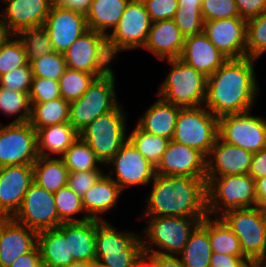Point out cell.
Wrapping results in <instances>:
<instances>
[{
  "mask_svg": "<svg viewBox=\"0 0 266 267\" xmlns=\"http://www.w3.org/2000/svg\"><path fill=\"white\" fill-rule=\"evenodd\" d=\"M117 100L112 70L96 78L78 100L70 102L69 123L80 133L98 116L113 110L119 104Z\"/></svg>",
  "mask_w": 266,
  "mask_h": 267,
  "instance_id": "obj_8",
  "label": "cell"
},
{
  "mask_svg": "<svg viewBox=\"0 0 266 267\" xmlns=\"http://www.w3.org/2000/svg\"><path fill=\"white\" fill-rule=\"evenodd\" d=\"M58 228L68 237L69 258L77 261H96V220L62 223Z\"/></svg>",
  "mask_w": 266,
  "mask_h": 267,
  "instance_id": "obj_25",
  "label": "cell"
},
{
  "mask_svg": "<svg viewBox=\"0 0 266 267\" xmlns=\"http://www.w3.org/2000/svg\"><path fill=\"white\" fill-rule=\"evenodd\" d=\"M256 207L266 211V177L255 180Z\"/></svg>",
  "mask_w": 266,
  "mask_h": 267,
  "instance_id": "obj_58",
  "label": "cell"
},
{
  "mask_svg": "<svg viewBox=\"0 0 266 267\" xmlns=\"http://www.w3.org/2000/svg\"><path fill=\"white\" fill-rule=\"evenodd\" d=\"M102 175V170L69 172L67 185L77 195L82 197L99 180Z\"/></svg>",
  "mask_w": 266,
  "mask_h": 267,
  "instance_id": "obj_49",
  "label": "cell"
},
{
  "mask_svg": "<svg viewBox=\"0 0 266 267\" xmlns=\"http://www.w3.org/2000/svg\"><path fill=\"white\" fill-rule=\"evenodd\" d=\"M128 140L155 167L160 162L169 144V139L143 131L137 124Z\"/></svg>",
  "mask_w": 266,
  "mask_h": 267,
  "instance_id": "obj_36",
  "label": "cell"
},
{
  "mask_svg": "<svg viewBox=\"0 0 266 267\" xmlns=\"http://www.w3.org/2000/svg\"><path fill=\"white\" fill-rule=\"evenodd\" d=\"M249 175L254 180L266 177V147L253 154Z\"/></svg>",
  "mask_w": 266,
  "mask_h": 267,
  "instance_id": "obj_54",
  "label": "cell"
},
{
  "mask_svg": "<svg viewBox=\"0 0 266 267\" xmlns=\"http://www.w3.org/2000/svg\"><path fill=\"white\" fill-rule=\"evenodd\" d=\"M251 111L219 117L218 136L226 143L256 153L266 147V119Z\"/></svg>",
  "mask_w": 266,
  "mask_h": 267,
  "instance_id": "obj_12",
  "label": "cell"
},
{
  "mask_svg": "<svg viewBox=\"0 0 266 267\" xmlns=\"http://www.w3.org/2000/svg\"><path fill=\"white\" fill-rule=\"evenodd\" d=\"M111 164L113 167L108 175L122 191L132 185H149L156 174L155 166L144 158L128 139L107 163V168ZM113 173L116 174V179L112 177Z\"/></svg>",
  "mask_w": 266,
  "mask_h": 267,
  "instance_id": "obj_15",
  "label": "cell"
},
{
  "mask_svg": "<svg viewBox=\"0 0 266 267\" xmlns=\"http://www.w3.org/2000/svg\"><path fill=\"white\" fill-rule=\"evenodd\" d=\"M135 267H156V264L146 254H143L137 261Z\"/></svg>",
  "mask_w": 266,
  "mask_h": 267,
  "instance_id": "obj_60",
  "label": "cell"
},
{
  "mask_svg": "<svg viewBox=\"0 0 266 267\" xmlns=\"http://www.w3.org/2000/svg\"><path fill=\"white\" fill-rule=\"evenodd\" d=\"M207 212L220 217L233 209L256 207L255 180L249 174L206 177Z\"/></svg>",
  "mask_w": 266,
  "mask_h": 267,
  "instance_id": "obj_4",
  "label": "cell"
},
{
  "mask_svg": "<svg viewBox=\"0 0 266 267\" xmlns=\"http://www.w3.org/2000/svg\"><path fill=\"white\" fill-rule=\"evenodd\" d=\"M67 68L85 71L96 78L110 73L114 59L109 53L105 35L88 29L64 53Z\"/></svg>",
  "mask_w": 266,
  "mask_h": 267,
  "instance_id": "obj_9",
  "label": "cell"
},
{
  "mask_svg": "<svg viewBox=\"0 0 266 267\" xmlns=\"http://www.w3.org/2000/svg\"><path fill=\"white\" fill-rule=\"evenodd\" d=\"M43 27L54 50L60 53H65L88 30L85 14L55 5H52Z\"/></svg>",
  "mask_w": 266,
  "mask_h": 267,
  "instance_id": "obj_16",
  "label": "cell"
},
{
  "mask_svg": "<svg viewBox=\"0 0 266 267\" xmlns=\"http://www.w3.org/2000/svg\"><path fill=\"white\" fill-rule=\"evenodd\" d=\"M70 102L62 97L45 102L31 103L29 124L37 131L51 125L68 123Z\"/></svg>",
  "mask_w": 266,
  "mask_h": 267,
  "instance_id": "obj_34",
  "label": "cell"
},
{
  "mask_svg": "<svg viewBox=\"0 0 266 267\" xmlns=\"http://www.w3.org/2000/svg\"><path fill=\"white\" fill-rule=\"evenodd\" d=\"M180 59L206 77L216 72L228 60L203 32L185 37Z\"/></svg>",
  "mask_w": 266,
  "mask_h": 267,
  "instance_id": "obj_23",
  "label": "cell"
},
{
  "mask_svg": "<svg viewBox=\"0 0 266 267\" xmlns=\"http://www.w3.org/2000/svg\"><path fill=\"white\" fill-rule=\"evenodd\" d=\"M256 59H228L207 77L204 106L218 118L252 110L259 93L254 70Z\"/></svg>",
  "mask_w": 266,
  "mask_h": 267,
  "instance_id": "obj_1",
  "label": "cell"
},
{
  "mask_svg": "<svg viewBox=\"0 0 266 267\" xmlns=\"http://www.w3.org/2000/svg\"><path fill=\"white\" fill-rule=\"evenodd\" d=\"M129 1L92 0L90 8L85 14L88 29L97 31L107 37L108 31H113L119 23Z\"/></svg>",
  "mask_w": 266,
  "mask_h": 267,
  "instance_id": "obj_31",
  "label": "cell"
},
{
  "mask_svg": "<svg viewBox=\"0 0 266 267\" xmlns=\"http://www.w3.org/2000/svg\"><path fill=\"white\" fill-rule=\"evenodd\" d=\"M173 20L184 37L203 32L204 21L201 8L189 9L178 7Z\"/></svg>",
  "mask_w": 266,
  "mask_h": 267,
  "instance_id": "obj_45",
  "label": "cell"
},
{
  "mask_svg": "<svg viewBox=\"0 0 266 267\" xmlns=\"http://www.w3.org/2000/svg\"><path fill=\"white\" fill-rule=\"evenodd\" d=\"M166 61L171 65L170 72L157 95L179 108L204 106L207 77L180 58Z\"/></svg>",
  "mask_w": 266,
  "mask_h": 267,
  "instance_id": "obj_5",
  "label": "cell"
},
{
  "mask_svg": "<svg viewBox=\"0 0 266 267\" xmlns=\"http://www.w3.org/2000/svg\"><path fill=\"white\" fill-rule=\"evenodd\" d=\"M8 267H43L41 255L38 246H36L31 252L19 256Z\"/></svg>",
  "mask_w": 266,
  "mask_h": 267,
  "instance_id": "obj_55",
  "label": "cell"
},
{
  "mask_svg": "<svg viewBox=\"0 0 266 267\" xmlns=\"http://www.w3.org/2000/svg\"><path fill=\"white\" fill-rule=\"evenodd\" d=\"M60 158L64 161L68 172L102 170L98 166V164L102 165V163L80 136Z\"/></svg>",
  "mask_w": 266,
  "mask_h": 267,
  "instance_id": "obj_37",
  "label": "cell"
},
{
  "mask_svg": "<svg viewBox=\"0 0 266 267\" xmlns=\"http://www.w3.org/2000/svg\"><path fill=\"white\" fill-rule=\"evenodd\" d=\"M37 246L43 267H67L75 262L69 258L68 237L58 227L39 231Z\"/></svg>",
  "mask_w": 266,
  "mask_h": 267,
  "instance_id": "obj_29",
  "label": "cell"
},
{
  "mask_svg": "<svg viewBox=\"0 0 266 267\" xmlns=\"http://www.w3.org/2000/svg\"><path fill=\"white\" fill-rule=\"evenodd\" d=\"M54 200L61 224L89 220L82 204V197L77 195L68 185L54 193ZM79 213H85L81 219L73 216Z\"/></svg>",
  "mask_w": 266,
  "mask_h": 267,
  "instance_id": "obj_40",
  "label": "cell"
},
{
  "mask_svg": "<svg viewBox=\"0 0 266 267\" xmlns=\"http://www.w3.org/2000/svg\"><path fill=\"white\" fill-rule=\"evenodd\" d=\"M219 132V118L205 106L180 108L172 140L208 157Z\"/></svg>",
  "mask_w": 266,
  "mask_h": 267,
  "instance_id": "obj_7",
  "label": "cell"
},
{
  "mask_svg": "<svg viewBox=\"0 0 266 267\" xmlns=\"http://www.w3.org/2000/svg\"><path fill=\"white\" fill-rule=\"evenodd\" d=\"M33 77H43L59 81L66 66L64 53L52 52L30 62Z\"/></svg>",
  "mask_w": 266,
  "mask_h": 267,
  "instance_id": "obj_44",
  "label": "cell"
},
{
  "mask_svg": "<svg viewBox=\"0 0 266 267\" xmlns=\"http://www.w3.org/2000/svg\"><path fill=\"white\" fill-rule=\"evenodd\" d=\"M156 267H183L178 256H165L160 254H146Z\"/></svg>",
  "mask_w": 266,
  "mask_h": 267,
  "instance_id": "obj_57",
  "label": "cell"
},
{
  "mask_svg": "<svg viewBox=\"0 0 266 267\" xmlns=\"http://www.w3.org/2000/svg\"><path fill=\"white\" fill-rule=\"evenodd\" d=\"M253 154L251 151L224 142L218 136L206 158V177L249 174Z\"/></svg>",
  "mask_w": 266,
  "mask_h": 267,
  "instance_id": "obj_21",
  "label": "cell"
},
{
  "mask_svg": "<svg viewBox=\"0 0 266 267\" xmlns=\"http://www.w3.org/2000/svg\"><path fill=\"white\" fill-rule=\"evenodd\" d=\"M0 111L6 116H17L10 123L29 122L31 114V103L29 93L14 91L0 87Z\"/></svg>",
  "mask_w": 266,
  "mask_h": 267,
  "instance_id": "obj_39",
  "label": "cell"
},
{
  "mask_svg": "<svg viewBox=\"0 0 266 267\" xmlns=\"http://www.w3.org/2000/svg\"><path fill=\"white\" fill-rule=\"evenodd\" d=\"M240 18L249 20L266 9V0H235Z\"/></svg>",
  "mask_w": 266,
  "mask_h": 267,
  "instance_id": "obj_52",
  "label": "cell"
},
{
  "mask_svg": "<svg viewBox=\"0 0 266 267\" xmlns=\"http://www.w3.org/2000/svg\"><path fill=\"white\" fill-rule=\"evenodd\" d=\"M29 98L30 103H45L61 98L59 81L33 77Z\"/></svg>",
  "mask_w": 266,
  "mask_h": 267,
  "instance_id": "obj_48",
  "label": "cell"
},
{
  "mask_svg": "<svg viewBox=\"0 0 266 267\" xmlns=\"http://www.w3.org/2000/svg\"><path fill=\"white\" fill-rule=\"evenodd\" d=\"M206 158L199 150L170 140L160 162L155 167V173L206 178Z\"/></svg>",
  "mask_w": 266,
  "mask_h": 267,
  "instance_id": "obj_19",
  "label": "cell"
},
{
  "mask_svg": "<svg viewBox=\"0 0 266 267\" xmlns=\"http://www.w3.org/2000/svg\"><path fill=\"white\" fill-rule=\"evenodd\" d=\"M153 22L173 19L178 9V0H142Z\"/></svg>",
  "mask_w": 266,
  "mask_h": 267,
  "instance_id": "obj_51",
  "label": "cell"
},
{
  "mask_svg": "<svg viewBox=\"0 0 266 267\" xmlns=\"http://www.w3.org/2000/svg\"><path fill=\"white\" fill-rule=\"evenodd\" d=\"M95 79L88 72L66 68L59 79L60 95L68 102L78 100Z\"/></svg>",
  "mask_w": 266,
  "mask_h": 267,
  "instance_id": "obj_41",
  "label": "cell"
},
{
  "mask_svg": "<svg viewBox=\"0 0 266 267\" xmlns=\"http://www.w3.org/2000/svg\"><path fill=\"white\" fill-rule=\"evenodd\" d=\"M33 170L34 182L51 193L67 186L69 172L60 157L39 156L33 163Z\"/></svg>",
  "mask_w": 266,
  "mask_h": 267,
  "instance_id": "obj_33",
  "label": "cell"
},
{
  "mask_svg": "<svg viewBox=\"0 0 266 267\" xmlns=\"http://www.w3.org/2000/svg\"><path fill=\"white\" fill-rule=\"evenodd\" d=\"M38 157L37 131L29 122L0 123V167L33 164Z\"/></svg>",
  "mask_w": 266,
  "mask_h": 267,
  "instance_id": "obj_13",
  "label": "cell"
},
{
  "mask_svg": "<svg viewBox=\"0 0 266 267\" xmlns=\"http://www.w3.org/2000/svg\"><path fill=\"white\" fill-rule=\"evenodd\" d=\"M96 261H77L67 267H96Z\"/></svg>",
  "mask_w": 266,
  "mask_h": 267,
  "instance_id": "obj_61",
  "label": "cell"
},
{
  "mask_svg": "<svg viewBox=\"0 0 266 267\" xmlns=\"http://www.w3.org/2000/svg\"><path fill=\"white\" fill-rule=\"evenodd\" d=\"M122 250H143L141 235L126 230L121 232L106 220H96V262L105 253H121Z\"/></svg>",
  "mask_w": 266,
  "mask_h": 267,
  "instance_id": "obj_27",
  "label": "cell"
},
{
  "mask_svg": "<svg viewBox=\"0 0 266 267\" xmlns=\"http://www.w3.org/2000/svg\"><path fill=\"white\" fill-rule=\"evenodd\" d=\"M8 35V32L0 25V45Z\"/></svg>",
  "mask_w": 266,
  "mask_h": 267,
  "instance_id": "obj_63",
  "label": "cell"
},
{
  "mask_svg": "<svg viewBox=\"0 0 266 267\" xmlns=\"http://www.w3.org/2000/svg\"><path fill=\"white\" fill-rule=\"evenodd\" d=\"M16 36L23 45L28 63L55 51L43 26L24 29Z\"/></svg>",
  "mask_w": 266,
  "mask_h": 267,
  "instance_id": "obj_38",
  "label": "cell"
},
{
  "mask_svg": "<svg viewBox=\"0 0 266 267\" xmlns=\"http://www.w3.org/2000/svg\"><path fill=\"white\" fill-rule=\"evenodd\" d=\"M125 113L118 104L113 110L98 116L79 133L104 166L128 139Z\"/></svg>",
  "mask_w": 266,
  "mask_h": 267,
  "instance_id": "obj_6",
  "label": "cell"
},
{
  "mask_svg": "<svg viewBox=\"0 0 266 267\" xmlns=\"http://www.w3.org/2000/svg\"><path fill=\"white\" fill-rule=\"evenodd\" d=\"M142 217H206V178L155 174Z\"/></svg>",
  "mask_w": 266,
  "mask_h": 267,
  "instance_id": "obj_2",
  "label": "cell"
},
{
  "mask_svg": "<svg viewBox=\"0 0 266 267\" xmlns=\"http://www.w3.org/2000/svg\"><path fill=\"white\" fill-rule=\"evenodd\" d=\"M37 233L12 217L0 218L1 267H8L19 256L31 252L37 246Z\"/></svg>",
  "mask_w": 266,
  "mask_h": 267,
  "instance_id": "obj_22",
  "label": "cell"
},
{
  "mask_svg": "<svg viewBox=\"0 0 266 267\" xmlns=\"http://www.w3.org/2000/svg\"><path fill=\"white\" fill-rule=\"evenodd\" d=\"M179 110V107L158 97L141 115L137 125L147 133L172 140Z\"/></svg>",
  "mask_w": 266,
  "mask_h": 267,
  "instance_id": "obj_28",
  "label": "cell"
},
{
  "mask_svg": "<svg viewBox=\"0 0 266 267\" xmlns=\"http://www.w3.org/2000/svg\"><path fill=\"white\" fill-rule=\"evenodd\" d=\"M12 218L37 232L57 228L61 224L54 193L34 181L25 193L21 207Z\"/></svg>",
  "mask_w": 266,
  "mask_h": 267,
  "instance_id": "obj_14",
  "label": "cell"
},
{
  "mask_svg": "<svg viewBox=\"0 0 266 267\" xmlns=\"http://www.w3.org/2000/svg\"><path fill=\"white\" fill-rule=\"evenodd\" d=\"M27 63L21 41L16 35H8L0 45V76Z\"/></svg>",
  "mask_w": 266,
  "mask_h": 267,
  "instance_id": "obj_43",
  "label": "cell"
},
{
  "mask_svg": "<svg viewBox=\"0 0 266 267\" xmlns=\"http://www.w3.org/2000/svg\"><path fill=\"white\" fill-rule=\"evenodd\" d=\"M203 0H178V7L181 8H201Z\"/></svg>",
  "mask_w": 266,
  "mask_h": 267,
  "instance_id": "obj_59",
  "label": "cell"
},
{
  "mask_svg": "<svg viewBox=\"0 0 266 267\" xmlns=\"http://www.w3.org/2000/svg\"><path fill=\"white\" fill-rule=\"evenodd\" d=\"M266 52V9L257 17L247 20L246 57L259 59Z\"/></svg>",
  "mask_w": 266,
  "mask_h": 267,
  "instance_id": "obj_42",
  "label": "cell"
},
{
  "mask_svg": "<svg viewBox=\"0 0 266 267\" xmlns=\"http://www.w3.org/2000/svg\"><path fill=\"white\" fill-rule=\"evenodd\" d=\"M212 250L208 234V215L190 233L178 255L183 267H209Z\"/></svg>",
  "mask_w": 266,
  "mask_h": 267,
  "instance_id": "obj_32",
  "label": "cell"
},
{
  "mask_svg": "<svg viewBox=\"0 0 266 267\" xmlns=\"http://www.w3.org/2000/svg\"><path fill=\"white\" fill-rule=\"evenodd\" d=\"M33 181V164L0 167V218L15 215Z\"/></svg>",
  "mask_w": 266,
  "mask_h": 267,
  "instance_id": "obj_18",
  "label": "cell"
},
{
  "mask_svg": "<svg viewBox=\"0 0 266 267\" xmlns=\"http://www.w3.org/2000/svg\"><path fill=\"white\" fill-rule=\"evenodd\" d=\"M208 234L212 253L245 256L238 237L221 217L208 215Z\"/></svg>",
  "mask_w": 266,
  "mask_h": 267,
  "instance_id": "obj_35",
  "label": "cell"
},
{
  "mask_svg": "<svg viewBox=\"0 0 266 267\" xmlns=\"http://www.w3.org/2000/svg\"><path fill=\"white\" fill-rule=\"evenodd\" d=\"M250 262L246 256L212 253L209 267H246Z\"/></svg>",
  "mask_w": 266,
  "mask_h": 267,
  "instance_id": "obj_53",
  "label": "cell"
},
{
  "mask_svg": "<svg viewBox=\"0 0 266 267\" xmlns=\"http://www.w3.org/2000/svg\"><path fill=\"white\" fill-rule=\"evenodd\" d=\"M33 79L30 63L0 76V87L29 93Z\"/></svg>",
  "mask_w": 266,
  "mask_h": 267,
  "instance_id": "obj_47",
  "label": "cell"
},
{
  "mask_svg": "<svg viewBox=\"0 0 266 267\" xmlns=\"http://www.w3.org/2000/svg\"><path fill=\"white\" fill-rule=\"evenodd\" d=\"M79 137V133L68 122L37 130V151L41 157H60Z\"/></svg>",
  "mask_w": 266,
  "mask_h": 267,
  "instance_id": "obj_30",
  "label": "cell"
},
{
  "mask_svg": "<svg viewBox=\"0 0 266 267\" xmlns=\"http://www.w3.org/2000/svg\"><path fill=\"white\" fill-rule=\"evenodd\" d=\"M143 218L148 220L147 226L143 230L146 237L141 236L144 254L178 256L184 250L190 233L205 217L164 216Z\"/></svg>",
  "mask_w": 266,
  "mask_h": 267,
  "instance_id": "obj_3",
  "label": "cell"
},
{
  "mask_svg": "<svg viewBox=\"0 0 266 267\" xmlns=\"http://www.w3.org/2000/svg\"><path fill=\"white\" fill-rule=\"evenodd\" d=\"M152 21L142 0H130L119 23L108 34L107 46L111 56L116 58L120 51L143 48Z\"/></svg>",
  "mask_w": 266,
  "mask_h": 267,
  "instance_id": "obj_10",
  "label": "cell"
},
{
  "mask_svg": "<svg viewBox=\"0 0 266 267\" xmlns=\"http://www.w3.org/2000/svg\"><path fill=\"white\" fill-rule=\"evenodd\" d=\"M119 185L103 174L99 180L82 196V204L89 219L105 221L99 214L111 210L122 194Z\"/></svg>",
  "mask_w": 266,
  "mask_h": 267,
  "instance_id": "obj_26",
  "label": "cell"
},
{
  "mask_svg": "<svg viewBox=\"0 0 266 267\" xmlns=\"http://www.w3.org/2000/svg\"><path fill=\"white\" fill-rule=\"evenodd\" d=\"M246 267H256V265L253 262H250Z\"/></svg>",
  "mask_w": 266,
  "mask_h": 267,
  "instance_id": "obj_64",
  "label": "cell"
},
{
  "mask_svg": "<svg viewBox=\"0 0 266 267\" xmlns=\"http://www.w3.org/2000/svg\"><path fill=\"white\" fill-rule=\"evenodd\" d=\"M203 21L240 17L235 0H203Z\"/></svg>",
  "mask_w": 266,
  "mask_h": 267,
  "instance_id": "obj_46",
  "label": "cell"
},
{
  "mask_svg": "<svg viewBox=\"0 0 266 267\" xmlns=\"http://www.w3.org/2000/svg\"><path fill=\"white\" fill-rule=\"evenodd\" d=\"M256 267H266V251L253 262Z\"/></svg>",
  "mask_w": 266,
  "mask_h": 267,
  "instance_id": "obj_62",
  "label": "cell"
},
{
  "mask_svg": "<svg viewBox=\"0 0 266 267\" xmlns=\"http://www.w3.org/2000/svg\"><path fill=\"white\" fill-rule=\"evenodd\" d=\"M6 7L0 14V25L9 35L43 26L52 7V0H3Z\"/></svg>",
  "mask_w": 266,
  "mask_h": 267,
  "instance_id": "obj_20",
  "label": "cell"
},
{
  "mask_svg": "<svg viewBox=\"0 0 266 267\" xmlns=\"http://www.w3.org/2000/svg\"><path fill=\"white\" fill-rule=\"evenodd\" d=\"M185 37L173 19L153 22L143 48L157 58L170 60L180 58L183 52Z\"/></svg>",
  "mask_w": 266,
  "mask_h": 267,
  "instance_id": "obj_24",
  "label": "cell"
},
{
  "mask_svg": "<svg viewBox=\"0 0 266 267\" xmlns=\"http://www.w3.org/2000/svg\"><path fill=\"white\" fill-rule=\"evenodd\" d=\"M240 241L244 255L254 262L266 251V211L259 207L233 209L220 216Z\"/></svg>",
  "mask_w": 266,
  "mask_h": 267,
  "instance_id": "obj_11",
  "label": "cell"
},
{
  "mask_svg": "<svg viewBox=\"0 0 266 267\" xmlns=\"http://www.w3.org/2000/svg\"><path fill=\"white\" fill-rule=\"evenodd\" d=\"M143 254V250H122L121 253H105L97 261V264L102 267H135Z\"/></svg>",
  "mask_w": 266,
  "mask_h": 267,
  "instance_id": "obj_50",
  "label": "cell"
},
{
  "mask_svg": "<svg viewBox=\"0 0 266 267\" xmlns=\"http://www.w3.org/2000/svg\"><path fill=\"white\" fill-rule=\"evenodd\" d=\"M92 0H52V5L65 7L86 14Z\"/></svg>",
  "mask_w": 266,
  "mask_h": 267,
  "instance_id": "obj_56",
  "label": "cell"
},
{
  "mask_svg": "<svg viewBox=\"0 0 266 267\" xmlns=\"http://www.w3.org/2000/svg\"><path fill=\"white\" fill-rule=\"evenodd\" d=\"M247 21L240 17L204 21L203 33L228 59L246 57Z\"/></svg>",
  "mask_w": 266,
  "mask_h": 267,
  "instance_id": "obj_17",
  "label": "cell"
}]
</instances>
